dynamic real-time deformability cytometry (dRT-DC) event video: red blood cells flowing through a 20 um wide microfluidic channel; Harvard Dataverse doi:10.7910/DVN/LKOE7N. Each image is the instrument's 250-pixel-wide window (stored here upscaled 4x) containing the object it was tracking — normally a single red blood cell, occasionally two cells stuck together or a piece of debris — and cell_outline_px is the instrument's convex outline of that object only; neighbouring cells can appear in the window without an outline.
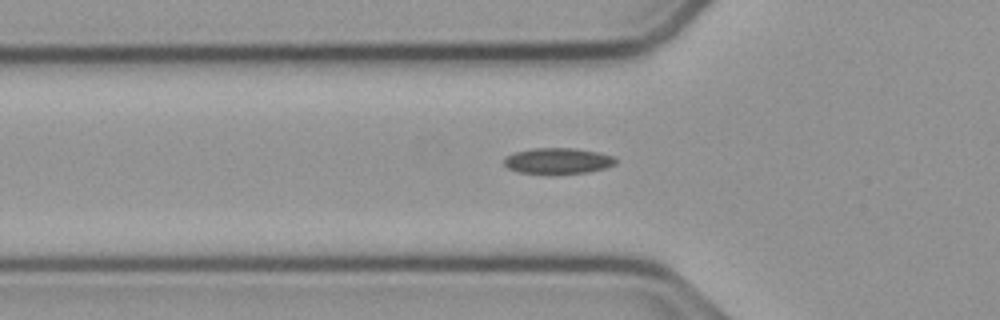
{"species": "common noctule bat (a hibernating species)", "species_latin": "Nyctalus noctula", "temperature_condition": "cold", "stored_images_in_passage": 42, "camera_frame_rate_fps": 3000, "um_per_image_px": 0.085, "animal": {"sex": "male", "body_mass_g": 23.1, "forearm_length_mm": 52.7}, "frame": {"image": 1, "passage_image": 13, "time_ms": 4.0, "image_size_px": [1000, 320], "cell_outline_px": [[616, 164], [604, 168], [588, 172], [556, 176], [544, 176], [520, 172], [508, 168], [504, 164], [504, 160], [508, 156], [516, 152], [536, 148], [572, 148], [596, 152], [612, 156], [616, 160]], "centroid_in_image_um": [47.4, 13.72], "position_along_channel_um": 78.4, "area_um2": 17.22}}
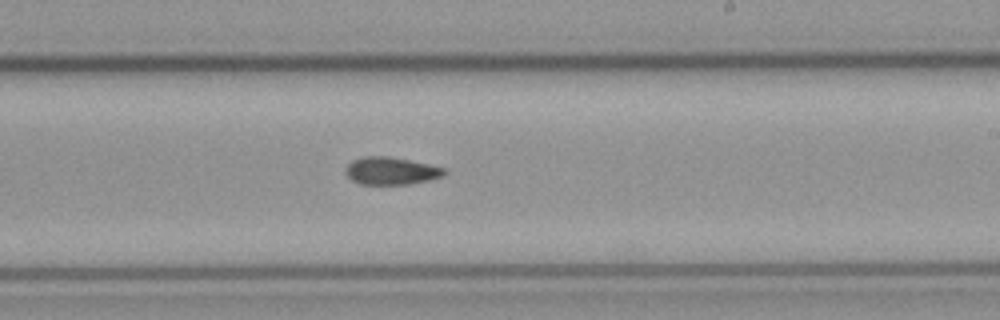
{"frame": {"image": 2, "passage_image": 27, "time_ms": 8.667, "image_size_px": [1000, 320], "cell_outline_px": [[448, 172], [444, 176], [428, 180], [408, 184], [360, 184], [352, 180], [344, 172], [344, 168], [352, 160], [364, 156], [388, 156], [428, 164], [444, 168]], "centroid_in_image_um": [33.22, 14.52], "position_along_channel_um": 255.8, "area_um2": 15.84}}
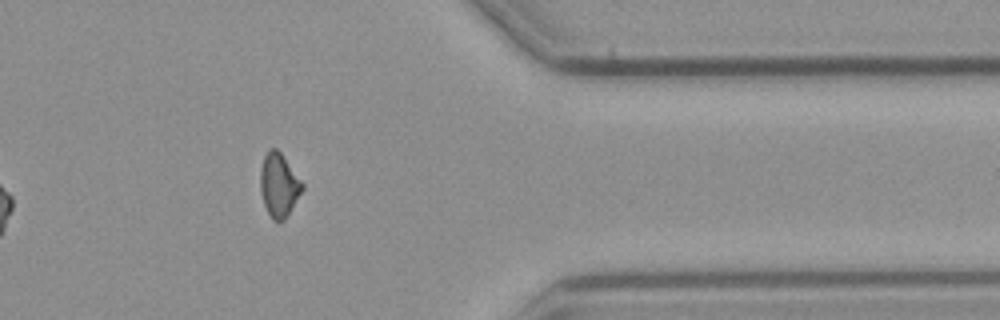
{"frame": {"image": 3, "passage_image": 39, "time_ms": 12.667, "image_size_px": [1000, 320], "cell_outline_px": [[304, 188], [284, 220], [272, 220], [264, 204], [260, 192], [260, 168], [264, 156], [268, 148], [276, 148], [280, 152], [304, 184]], "centroid_in_image_um": [23.69, 15.7], "position_along_channel_um": 387.7, "area_um2": 15.43}, "authors_computed_cell_mechanics": {"area_um2": 16.0684, "velocity_mm_per_s": 3.7776, "shape_relaxation_time_tau1_ms": null, "shape_relaxation_time_tau2_ms": 6.6485, "deformation_change_tau1": null, "deformation_change_tau2": 0.122}}